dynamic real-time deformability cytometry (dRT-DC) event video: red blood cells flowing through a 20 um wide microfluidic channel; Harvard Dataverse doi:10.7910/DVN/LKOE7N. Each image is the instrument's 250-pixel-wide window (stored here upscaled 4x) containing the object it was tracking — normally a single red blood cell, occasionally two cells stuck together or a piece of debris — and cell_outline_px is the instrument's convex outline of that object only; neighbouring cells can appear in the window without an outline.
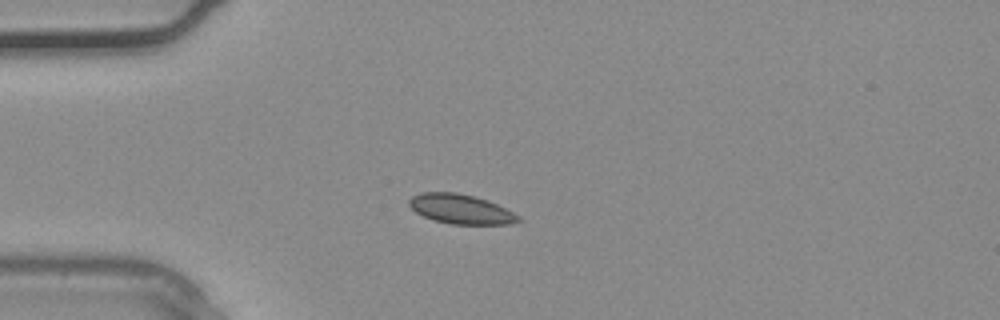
{"species": "common noctule bat (a hibernating species)", "species_latin": "Nyctalus noctula", "temperature_condition": "warm", "stored_images_in_passage": 2, "camera_frame_rate_fps": 3000, "um_per_image_px": 0.085, "animal": {"sex": "male", "body_mass_g": 20.4}, "frame": {"image": 1, "passage_image": 2, "time_ms": 0.333, "image_size_px": [1000, 320], "cell_outline_px": [[520, 220], [512, 224], [452, 224], [432, 220], [416, 212], [408, 204], [408, 200], [412, 196], [420, 192], [456, 192], [488, 200], [520, 216]], "centroid_in_image_um": [39.13, 17.77], "position_along_channel_um": 45.9, "area_um2": 18.73}}